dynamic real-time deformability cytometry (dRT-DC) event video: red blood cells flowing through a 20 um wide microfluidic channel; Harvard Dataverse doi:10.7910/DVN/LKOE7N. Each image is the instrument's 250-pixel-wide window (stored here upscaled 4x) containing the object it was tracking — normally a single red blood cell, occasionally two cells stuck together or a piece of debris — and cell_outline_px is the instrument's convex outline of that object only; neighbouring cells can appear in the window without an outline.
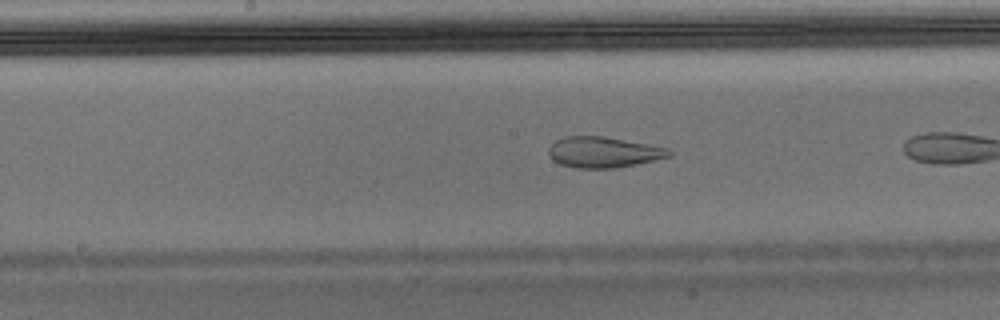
{"species": "Egyptian fruit bat (a non-hibernating species)", "species_latin": "Rousettus aegyptiacus", "temperature_condition": "warm", "stored_images_in_passage": 7, "camera_frame_rate_fps": 3000, "um_per_image_px": 0.085, "animal": {"sex": "male"}, "frame": {"image": 1, "passage_image": 6, "time_ms": 1.667, "image_size_px": [1000, 320], "cell_outline_px": [[672, 156], [636, 164], [612, 168], [572, 168], [560, 164], [552, 160], [548, 156], [548, 148], [556, 140], [564, 136], [604, 136], [648, 144], [668, 148], [672, 152]], "centroid_in_image_um": [51.26, 12.94], "position_along_channel_um": 196.9, "area_um2": 21.73}}